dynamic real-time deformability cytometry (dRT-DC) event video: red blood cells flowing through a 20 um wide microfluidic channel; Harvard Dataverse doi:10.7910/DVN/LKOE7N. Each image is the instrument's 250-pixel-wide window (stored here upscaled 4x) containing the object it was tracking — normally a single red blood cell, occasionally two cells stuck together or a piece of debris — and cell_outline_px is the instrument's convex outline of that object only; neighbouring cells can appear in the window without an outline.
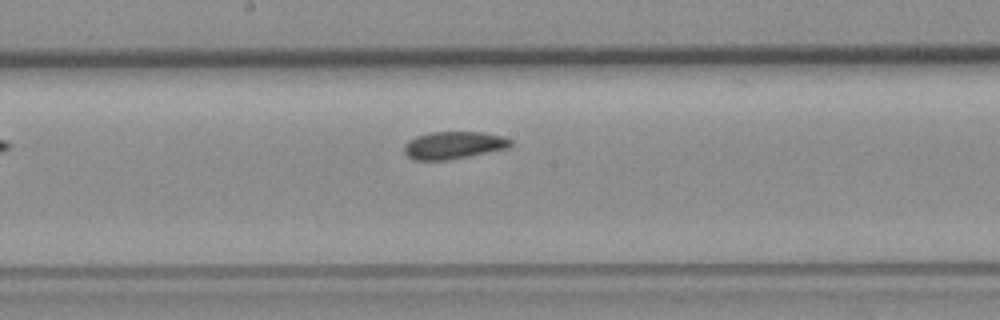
{"species": "common noctule bat (a hibernating species)", "species_latin": "Nyctalus noctula", "temperature_condition": "room temperature", "stored_images_in_passage": 8, "camera_frame_rate_fps": 3000, "um_per_image_px": 0.085, "animal": {"sex": "female", "body_mass_g": 19.3, "forearm_length_mm": 54.1}, "frame": {"image": 1, "passage_image": 8, "time_ms": 9.0, "image_size_px": [1000, 320], "cell_outline_px": [[512, 144], [508, 148], [448, 160], [412, 160], [404, 152], [404, 144], [408, 140], [416, 136], [428, 132], [484, 132], [504, 136], [512, 140]], "centroid_in_image_um": [38.54, 12.33], "position_along_channel_um": 209.7, "area_um2": 17.17}}